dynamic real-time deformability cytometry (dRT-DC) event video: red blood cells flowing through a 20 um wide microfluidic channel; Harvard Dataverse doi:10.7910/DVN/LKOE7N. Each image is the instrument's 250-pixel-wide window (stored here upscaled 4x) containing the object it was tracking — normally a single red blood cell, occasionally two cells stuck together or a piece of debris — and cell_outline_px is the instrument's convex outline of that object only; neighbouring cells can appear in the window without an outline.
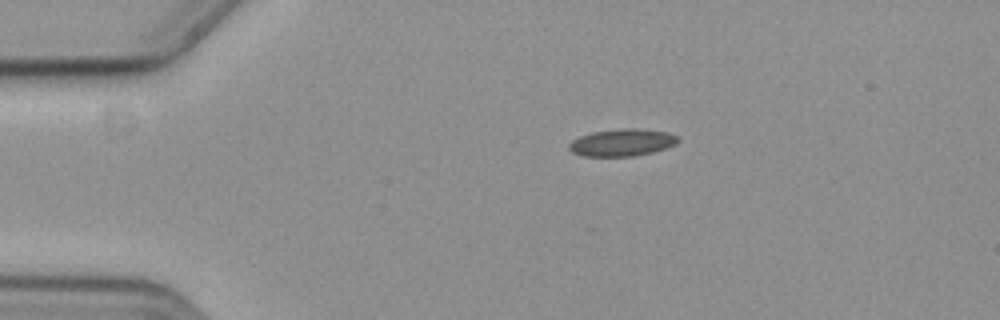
{"species": "common noctule bat (a hibernating species)", "species_latin": "Nyctalus noctula", "temperature_condition": "cold", "stored_images_in_passage": 47, "camera_frame_rate_fps": 3000, "um_per_image_px": 0.085, "animal": {"sex": "female", "body_mass_g": 19.3, "forearm_length_mm": 54.1}, "frame": {"image": 1, "passage_image": 1, "time_ms": 0.0, "image_size_px": [1000, 320], "cell_outline_px": [[680, 140], [676, 144], [652, 152], [632, 156], [584, 156], [572, 152], [568, 148], [568, 144], [572, 140], [580, 136], [592, 132], [620, 128], [636, 128], [668, 132], [680, 136]], "centroid_in_image_um": [52.89, 12.1], "position_along_channel_um": 32.1, "area_um2": 17.34}}
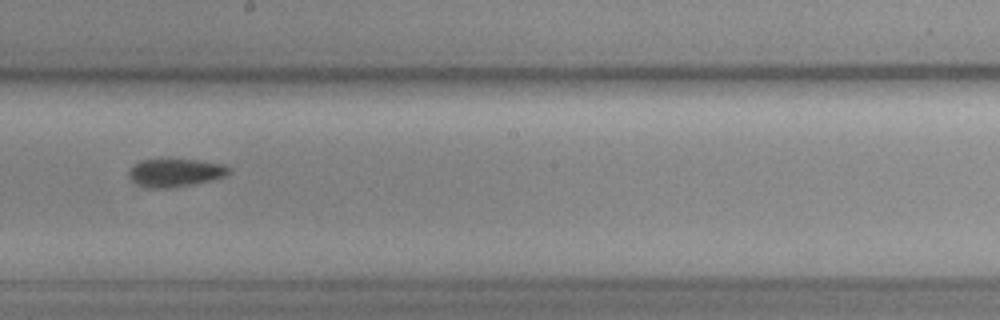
{"frame": {"image": 2, "passage_image": 22, "time_ms": 7.0, "image_size_px": [1000, 320], "cell_outline_px": [[232, 172], [224, 176], [192, 184], [168, 188], [148, 188], [136, 184], [128, 176], [128, 168], [132, 164], [140, 160], [196, 160], [224, 164], [232, 168]], "centroid_in_image_um": [14.86, 14.67], "position_along_channel_um": 233.3, "area_um2": 16.36}}
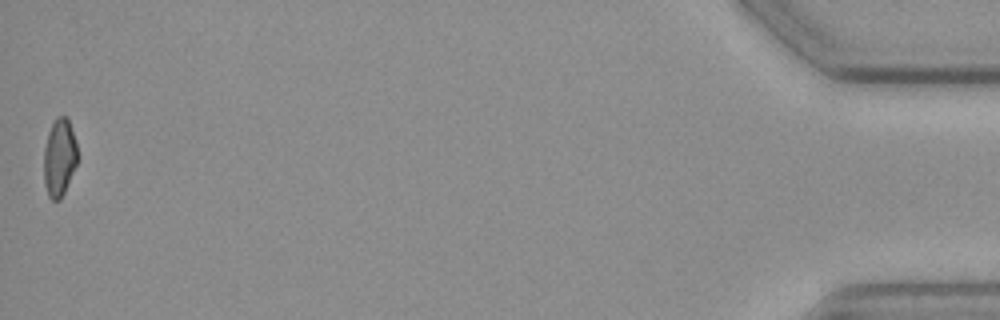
{"frame": {"image": 3, "passage_image": 47, "time_ms": 15.333, "image_size_px": [1000, 320], "cell_outline_px": [[80, 156], [64, 192], [60, 200], [52, 200], [48, 196], [44, 184], [44, 148], [48, 132], [56, 116], [68, 116]], "centroid_in_image_um": [5.06, 13.37], "position_along_channel_um": 430.1, "area_um2": 15.49}, "authors_computed_cell_mechanics": {"area_um2": 16.2996, "velocity_mm_per_s": 3.5924, "shape_relaxation_time_tau1_ms": 3.5195, "shape_relaxation_time_tau2_ms": 4.3652, "deformation_change_tau1": 0.0749, "deformation_change_tau2": 0.1182}}